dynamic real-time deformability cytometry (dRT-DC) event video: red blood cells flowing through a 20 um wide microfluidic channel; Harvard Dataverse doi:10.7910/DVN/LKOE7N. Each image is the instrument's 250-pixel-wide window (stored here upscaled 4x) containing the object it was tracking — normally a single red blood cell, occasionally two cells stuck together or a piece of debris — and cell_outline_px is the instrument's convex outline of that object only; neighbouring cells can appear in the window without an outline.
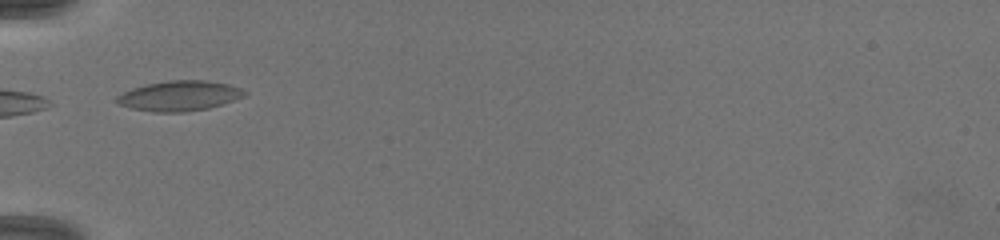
{"species": "common noctule bat (a hibernating species)", "species_latin": "Nyctalus noctula", "temperature_condition": "warm", "stored_images_in_passage": 8, "camera_frame_rate_fps": 3000, "um_per_image_px": 0.085, "animal": {"sex": "female", "body_mass_g": 19.5, "forearm_length_mm": 54.1}, "frame": {"image": 1, "passage_image": 1, "time_ms": 0.0, "image_size_px": [1000, 240], "cell_outline_px": [[248, 92], [244, 96], [208, 108], [184, 112], [152, 112], [132, 108], [120, 104], [116, 100], [116, 96], [132, 88], [144, 84], [168, 80], [208, 80], [228, 84], [240, 88]], "centroid_in_image_um": [15.23, 8.13], "position_along_channel_um": 69.8, "area_um2": 22.31}}